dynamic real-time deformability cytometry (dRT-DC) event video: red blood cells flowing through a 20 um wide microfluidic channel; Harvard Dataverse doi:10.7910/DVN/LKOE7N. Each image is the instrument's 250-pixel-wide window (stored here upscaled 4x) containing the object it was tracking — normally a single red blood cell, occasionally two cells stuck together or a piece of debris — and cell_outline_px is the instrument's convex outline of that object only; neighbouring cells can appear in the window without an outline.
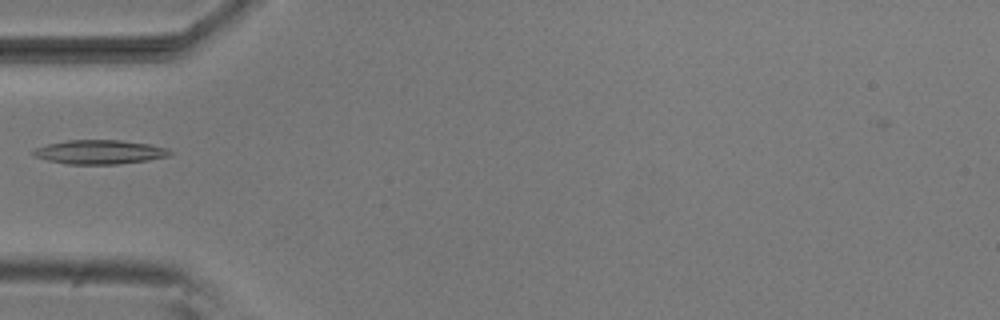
{"species": "common noctule bat (a hibernating species)", "species_latin": "Nyctalus noctula", "temperature_condition": "room temperature", "stored_images_in_passage": 3, "camera_frame_rate_fps": 3000, "um_per_image_px": 0.085, "animal": {"sex": "male", "body_mass_g": 20.5, "forearm_length_mm": 52.5}, "frame": {"image": 1, "passage_image": 2, "time_ms": 0.333, "image_size_px": [1000, 320], "cell_outline_px": [[172, 152], [168, 156], [148, 160], [116, 164], [68, 164], [48, 160], [36, 156], [32, 152], [36, 148], [48, 144], [68, 140], [120, 140], [148, 144], [168, 148]], "centroid_in_image_um": [8.49, 12.92], "position_along_channel_um": 76.5, "area_um2": 18.9}}
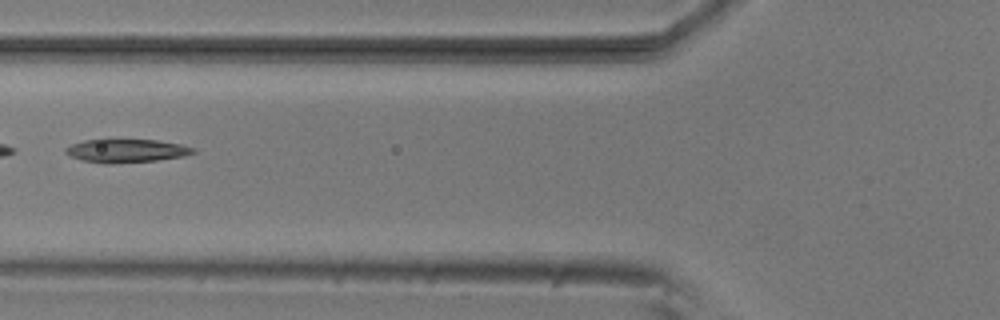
{"frame": {"image": 2, "passage_image": 3, "time_ms": 0.667, "image_size_px": [1000, 320], "cell_outline_px": [[196, 152], [184, 156], [156, 160], [112, 164], [104, 164], [84, 160], [72, 156], [64, 152], [64, 148], [72, 144], [84, 140], [104, 136], [156, 140], [180, 144], [196, 148]], "centroid_in_image_um": [10.7, 12.76], "position_along_channel_um": 115.1, "area_um2": 18.26}}